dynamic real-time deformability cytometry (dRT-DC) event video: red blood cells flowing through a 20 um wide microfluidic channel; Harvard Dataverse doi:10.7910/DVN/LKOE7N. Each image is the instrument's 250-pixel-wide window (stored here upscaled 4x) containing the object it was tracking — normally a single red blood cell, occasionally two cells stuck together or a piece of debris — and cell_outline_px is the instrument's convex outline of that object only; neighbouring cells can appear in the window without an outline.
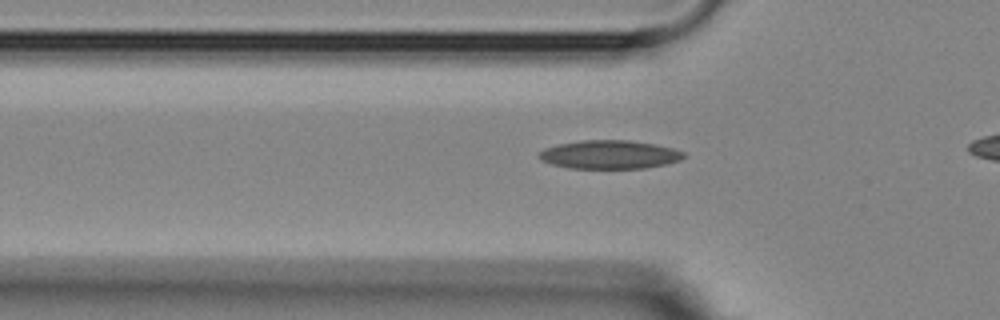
{"species": "Egyptian fruit bat (a non-hibernating species)", "species_latin": "Rousettus aegyptiacus", "temperature_condition": "room temperature", "stored_images_in_passage": 39, "camera_frame_rate_fps": 3000, "um_per_image_px": 0.085, "animal": {"sex": "female"}, "frame": {"image": 1, "passage_image": 12, "time_ms": 3.667, "image_size_px": [1000, 320], "cell_outline_px": [[688, 156], [680, 160], [664, 164], [644, 168], [568, 168], [552, 164], [540, 160], [536, 156], [544, 148], [560, 144], [580, 140], [628, 140], [656, 144], [672, 148], [684, 152]], "centroid_in_image_um": [51.8, 13.13], "position_along_channel_um": 74.0, "area_um2": 24.1}}
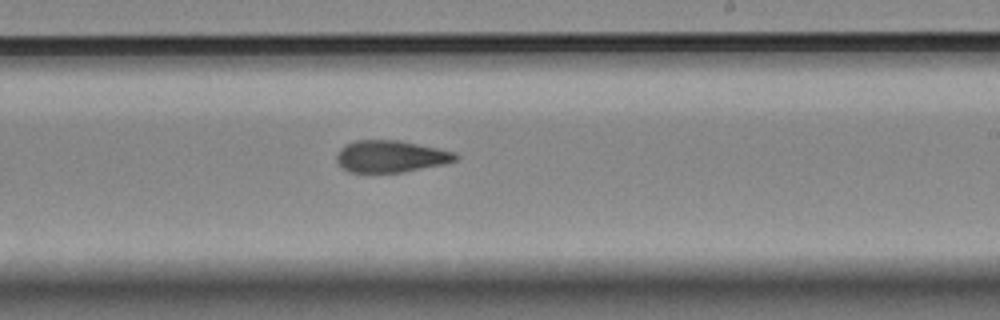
{"frame": {"image": 2, "passage_image": 27, "time_ms": 8.667, "image_size_px": [1000, 320], "cell_outline_px": [[460, 156], [456, 160], [444, 164], [400, 172], [348, 172], [340, 168], [336, 160], [336, 156], [340, 148], [344, 144], [356, 140], [400, 140], [456, 152]], "centroid_in_image_um": [33.18, 13.28], "position_along_channel_um": 255.8, "area_um2": 22.25}}
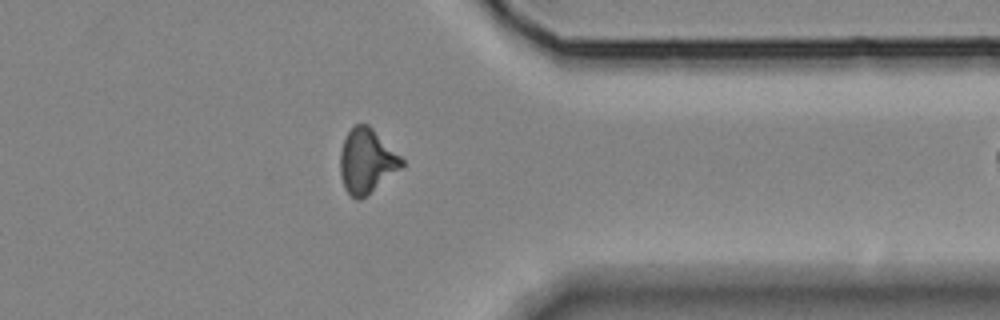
{"frame": {"image": 3, "passage_image": 38, "time_ms": 12.333, "image_size_px": [1000, 320], "cell_outline_px": [[404, 168], [360, 200], [356, 200], [344, 188], [340, 176], [340, 152], [344, 140], [348, 132], [356, 124], [368, 124], [404, 160]], "centroid_in_image_um": [31.18, 13.72], "position_along_channel_um": 380.2, "area_um2": 23.12}}